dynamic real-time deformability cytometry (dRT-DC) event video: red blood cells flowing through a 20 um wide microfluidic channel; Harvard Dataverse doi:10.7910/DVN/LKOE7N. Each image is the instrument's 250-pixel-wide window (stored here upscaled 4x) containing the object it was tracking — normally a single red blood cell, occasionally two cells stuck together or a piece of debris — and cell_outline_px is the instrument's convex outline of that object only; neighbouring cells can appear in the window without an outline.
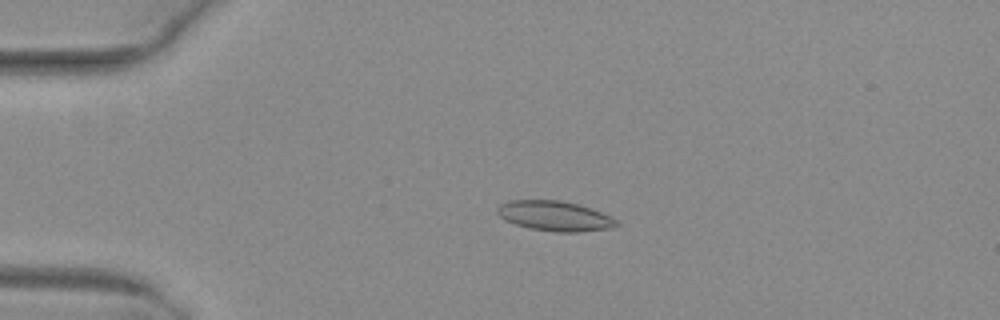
{"species": "common noctule bat (a hibernating species)", "species_latin": "Nyctalus noctula", "temperature_condition": "warm", "stored_images_in_passage": 41, "camera_frame_rate_fps": 3000, "um_per_image_px": 0.085, "animal": {"sex": "female", "body_mass_g": 29.2, "forearm_length_mm": 56.3}, "frame": {"image": 1, "passage_image": 2, "time_ms": 0.333, "image_size_px": [1000, 320], "cell_outline_px": [[620, 224], [612, 228], [580, 232], [556, 232], [528, 228], [504, 220], [496, 212], [496, 208], [500, 204], [508, 200], [560, 200], [580, 204], [592, 208], [616, 220]], "centroid_in_image_um": [47.13, 18.35], "position_along_channel_um": 37.9, "area_um2": 20.98}}
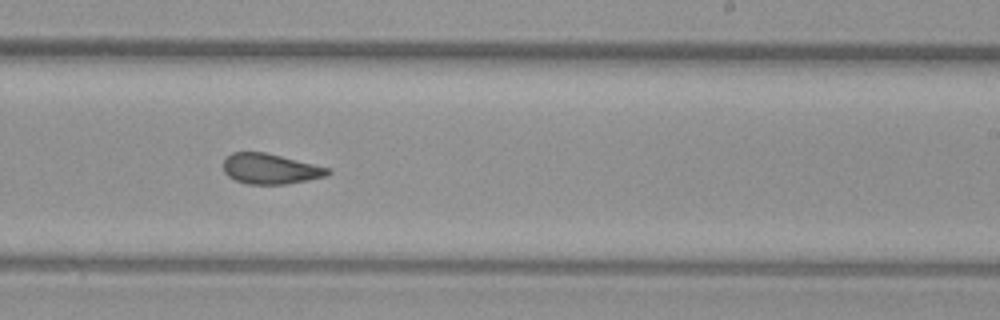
{"frame": {"image": 2, "passage_image": 22, "time_ms": 7.0, "image_size_px": [1000, 320], "cell_outline_px": [[332, 172], [328, 176], [308, 180], [284, 184], [248, 184], [236, 180], [228, 176], [224, 172], [224, 160], [232, 152], [264, 152], [328, 168]], "centroid_in_image_um": [22.97, 14.36], "position_along_channel_um": 266.0, "area_um2": 18.21}}
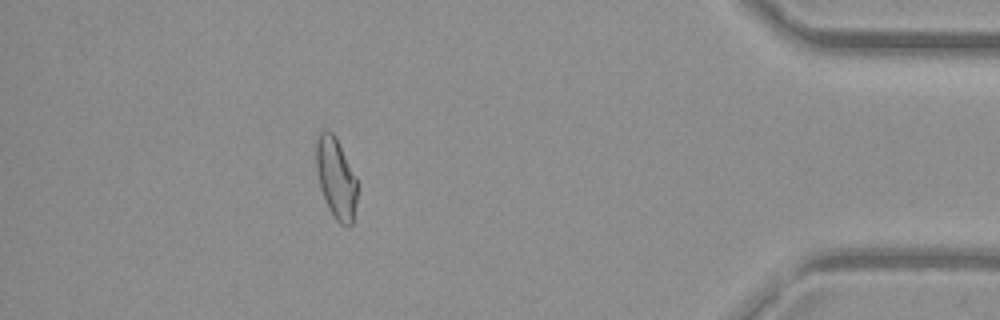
{"frame": {"image": 3, "passage_image": 36, "time_ms": 11.667, "image_size_px": [1000, 320], "cell_outline_px": [[356, 204], [352, 224], [348, 228], [340, 224], [336, 220], [328, 208], [324, 200], [320, 188], [316, 172], [316, 140], [320, 132], [332, 132], [336, 136], [356, 180]], "centroid_in_image_um": [28.54, 15.19], "position_along_channel_um": 406.7, "area_um2": 19.19}, "authors_computed_cell_mechanics": {"area_um2": 19.4208, "velocity_mm_per_s": 4.0376, "shape_relaxation_time_tau1_ms": null, "shape_relaxation_time_tau2_ms": 1.8245, "deformation_change_tau1": null, "deformation_change_tau2": 0.084}}